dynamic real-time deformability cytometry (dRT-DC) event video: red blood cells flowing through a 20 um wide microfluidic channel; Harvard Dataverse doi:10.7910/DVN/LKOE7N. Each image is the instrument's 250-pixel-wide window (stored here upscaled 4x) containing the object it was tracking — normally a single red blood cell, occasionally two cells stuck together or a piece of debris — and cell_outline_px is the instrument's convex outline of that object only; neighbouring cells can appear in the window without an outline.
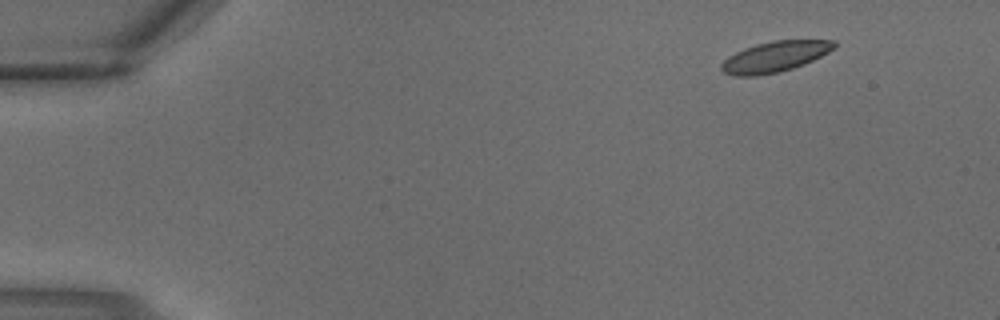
{"species": "common noctule bat (a hibernating species)", "species_latin": "Nyctalus noctula", "temperature_condition": "warm", "stored_images_in_passage": 3, "segment_of_instrument_passage": [2, 2], "camera_frame_rate_fps": 3000, "um_per_image_px": 0.085, "animal": {"sex": "male", "body_mass_g": 18.8}, "frame": {"image": 1, "passage_image": 3, "time_ms": 0.667, "image_size_px": [1000, 320], "cell_outline_px": [[836, 48], [804, 64], [792, 68], [776, 72], [756, 76], [736, 76], [724, 72], [720, 68], [720, 64], [728, 56], [744, 48], [756, 44], [772, 40], [836, 40]], "centroid_in_image_um": [65.86, 4.81], "position_along_channel_um": 19.1, "area_um2": 20.06}}